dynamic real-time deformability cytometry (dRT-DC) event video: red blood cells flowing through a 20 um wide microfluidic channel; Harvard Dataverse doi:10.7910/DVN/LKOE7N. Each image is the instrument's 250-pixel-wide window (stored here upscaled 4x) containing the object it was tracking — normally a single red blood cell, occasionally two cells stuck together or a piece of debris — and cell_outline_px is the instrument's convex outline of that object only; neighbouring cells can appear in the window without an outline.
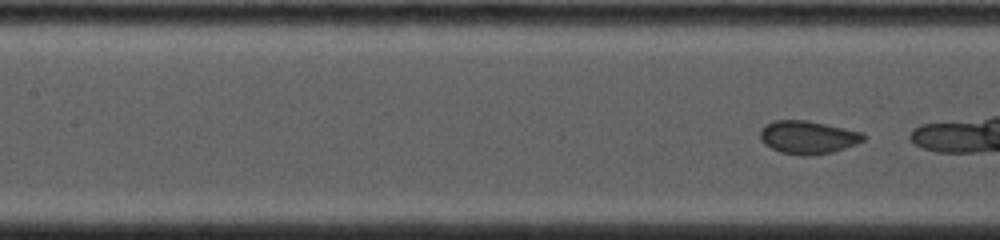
{"species": "common noctule bat (a hibernating species)", "species_latin": "Nyctalus noctula", "temperature_condition": "cold", "stored_images_in_passage": 5, "camera_frame_rate_fps": 4500, "um_per_image_px": 0.085, "animal": {"sex": "female", "body_mass_g": 19.0, "forearm_length_mm": 53.3}, "frame": {"image": 1, "passage_image": 5, "time_ms": 3.778, "image_size_px": [1000, 240], "cell_outline_px": [[868, 136], [864, 140], [856, 144], [832, 152], [808, 156], [800, 156], [780, 152], [764, 144], [760, 140], [760, 128], [772, 120], [808, 120], [864, 132]], "centroid_in_image_um": [68.67, 11.66], "position_along_channel_um": 138.7, "area_um2": 20.23}}